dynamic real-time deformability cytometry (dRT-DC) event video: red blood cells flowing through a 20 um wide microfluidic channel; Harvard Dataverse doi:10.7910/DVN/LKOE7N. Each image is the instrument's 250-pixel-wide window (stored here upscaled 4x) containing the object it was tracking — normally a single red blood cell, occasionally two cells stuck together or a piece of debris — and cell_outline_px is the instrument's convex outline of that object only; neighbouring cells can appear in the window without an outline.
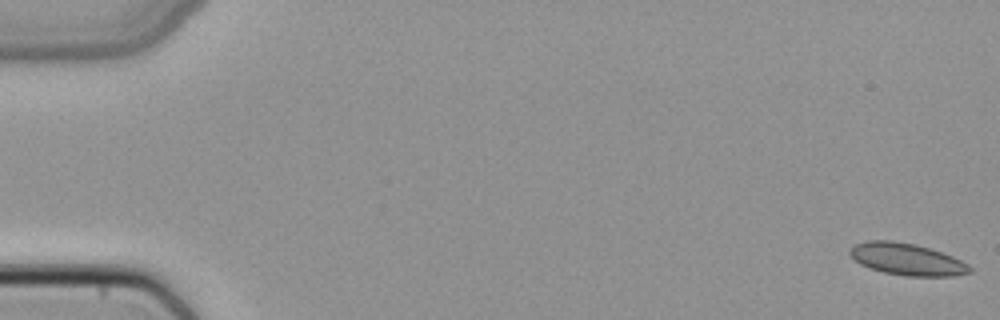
{"species": "common noctule bat (a hibernating species)", "species_latin": "Nyctalus noctula", "temperature_condition": "cold", "stored_images_in_passage": 51, "camera_frame_rate_fps": 3000, "um_per_image_px": 0.085, "animal": {"sex": "female", "body_mass_g": 22.7, "forearm_length_mm": 54.2}, "frame": {"image": 1, "passage_image": 1, "time_ms": 0.0, "image_size_px": [1000, 320], "cell_outline_px": [[972, 272], [952, 276], [908, 276], [884, 272], [868, 268], [860, 264], [848, 252], [856, 244], [868, 240], [892, 240], [916, 244], [932, 248], [952, 256], [968, 264], [972, 268]], "centroid_in_image_um": [77.11, 22.03], "position_along_channel_um": 7.9, "area_um2": 22.31}}
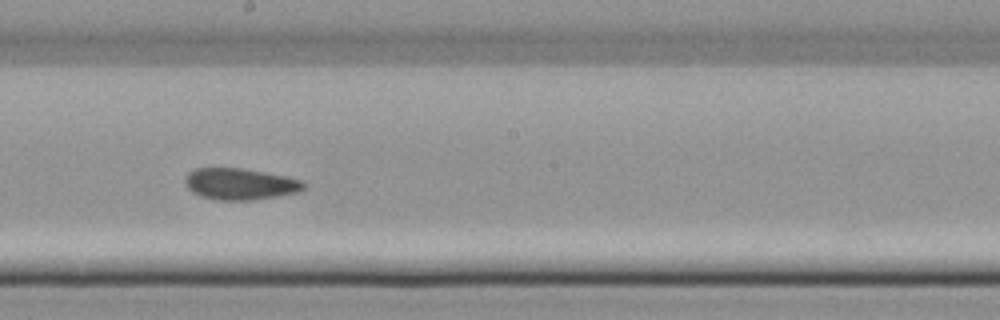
{"frame": {"image": 2, "passage_image": 29, "time_ms": 9.333, "image_size_px": [1000, 320], "cell_outline_px": [[304, 188], [296, 192], [276, 196], [252, 200], [216, 200], [200, 196], [192, 192], [184, 184], [184, 180], [188, 172], [196, 168], [240, 168], [264, 172], [284, 176], [300, 180], [304, 184]], "centroid_in_image_um": [20.33, 15.64], "position_along_channel_um": 227.9, "area_um2": 21.56}}
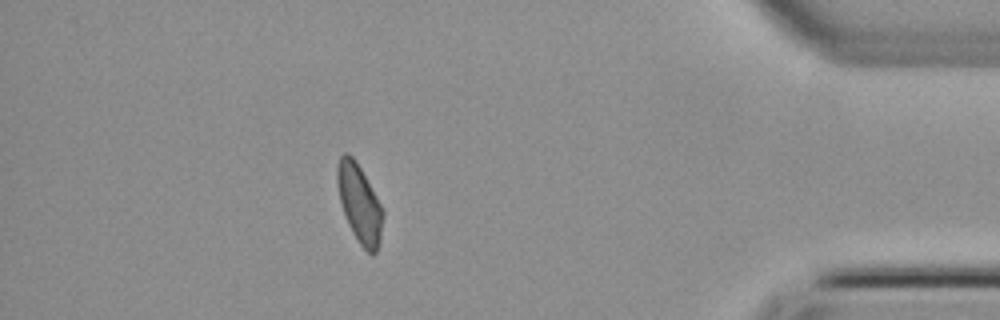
{"frame": {"image": 3, "passage_image": 45, "time_ms": 14.667, "image_size_px": [1000, 320], "cell_outline_px": [[384, 216], [380, 240], [376, 252], [372, 256], [360, 244], [352, 232], [348, 224], [340, 200], [336, 184], [336, 164], [340, 156], [344, 152], [348, 152], [356, 160], [376, 196], [384, 212]], "centroid_in_image_um": [30.54, 17.27], "position_along_channel_um": 404.7, "area_um2": 20.87}}